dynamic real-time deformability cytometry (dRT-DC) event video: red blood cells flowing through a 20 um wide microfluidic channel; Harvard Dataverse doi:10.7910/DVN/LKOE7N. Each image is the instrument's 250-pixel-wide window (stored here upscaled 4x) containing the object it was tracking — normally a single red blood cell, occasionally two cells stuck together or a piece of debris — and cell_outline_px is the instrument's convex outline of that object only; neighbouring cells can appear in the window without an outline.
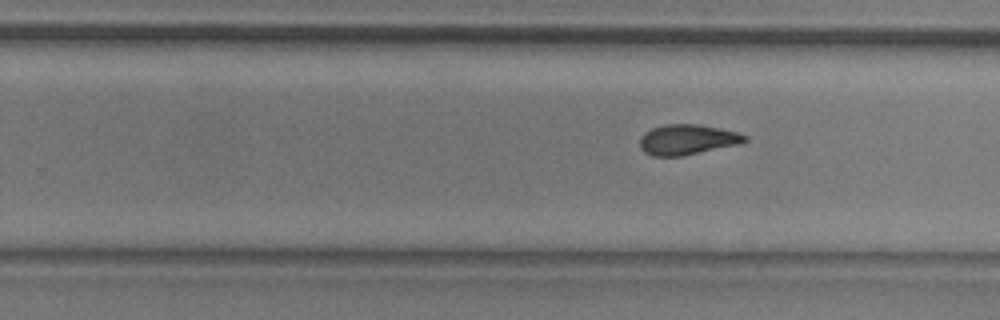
{"species": "common noctule bat (a hibernating species)", "species_latin": "Nyctalus noctula", "temperature_condition": "room temperature", "stored_images_in_passage": 8, "segment_of_instrument_passage": [2, 2], "camera_frame_rate_fps": 3000, "um_per_image_px": 0.085, "animal": {"sex": "male", "body_mass_g": 20.5, "forearm_length_mm": 52.5}, "frame": {"image": 1, "passage_image": 8, "time_ms": 2.333, "image_size_px": [1000, 320], "cell_outline_px": [[748, 140], [744, 144], [680, 156], [652, 156], [644, 152], [640, 148], [640, 136], [644, 132], [652, 128], [664, 124], [700, 124], [736, 132], [748, 136]], "centroid_in_image_um": [58.44, 11.87], "position_along_channel_um": 271.4, "area_um2": 18.79}}